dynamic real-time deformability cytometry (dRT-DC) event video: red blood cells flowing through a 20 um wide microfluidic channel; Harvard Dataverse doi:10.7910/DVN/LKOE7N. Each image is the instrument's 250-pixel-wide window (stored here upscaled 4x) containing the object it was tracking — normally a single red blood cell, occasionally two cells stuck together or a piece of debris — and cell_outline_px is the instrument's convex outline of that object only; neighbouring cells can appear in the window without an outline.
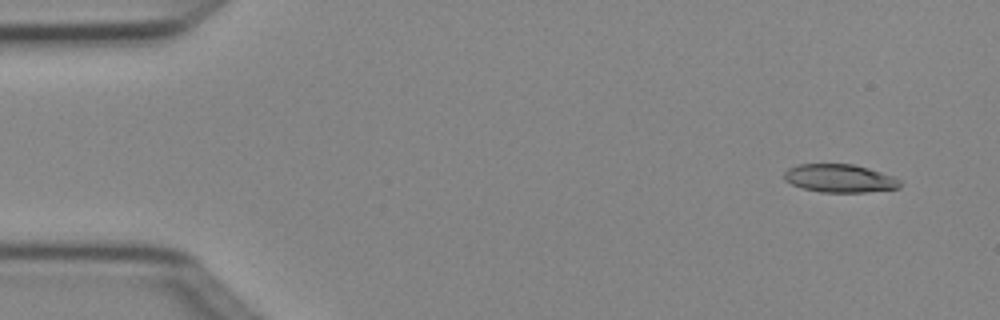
{"species": "Egyptian fruit bat (a non-hibernating species)", "species_latin": "Rousettus aegyptiacus", "temperature_condition": "cold", "stored_images_in_passage": 5, "segment_of_instrument_passage": [1, 2], "camera_frame_rate_fps": 3000, "um_per_image_px": 0.085, "animal": {"sex": "female"}, "frame": {"image": 1, "passage_image": 1, "time_ms": 0.0, "image_size_px": [1000, 320], "cell_outline_px": [[900, 188], [864, 192], [820, 192], [804, 188], [792, 184], [784, 180], [784, 172], [788, 168], [796, 164], [852, 164], [868, 168], [892, 176], [900, 180]], "centroid_in_image_um": [71.34, 15.15], "position_along_channel_um": 13.7, "area_um2": 18.9}}